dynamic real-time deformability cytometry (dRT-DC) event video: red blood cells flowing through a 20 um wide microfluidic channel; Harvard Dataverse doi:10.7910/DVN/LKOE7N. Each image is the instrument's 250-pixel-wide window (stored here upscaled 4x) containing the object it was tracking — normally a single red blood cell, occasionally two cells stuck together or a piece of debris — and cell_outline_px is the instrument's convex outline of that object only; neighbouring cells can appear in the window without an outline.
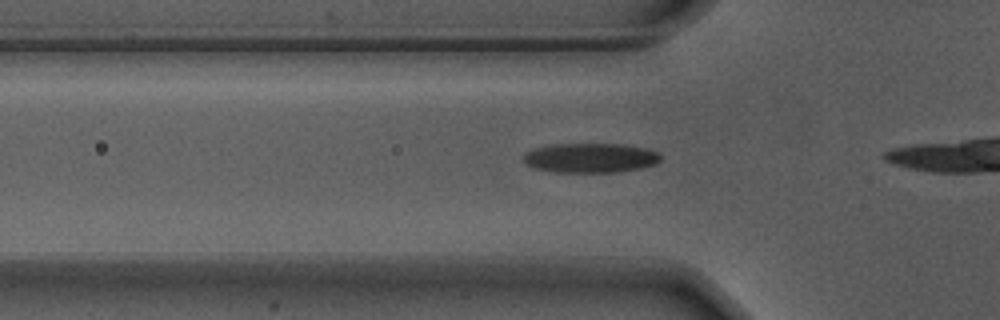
{"species": "Egyptian fruit bat (a non-hibernating species)", "species_latin": "Rousettus aegyptiacus", "temperature_condition": "warm", "stored_images_in_passage": 9, "camera_frame_rate_fps": 3000, "um_per_image_px": 0.085, "animal": {"sex": "male"}, "frame": {"image": 1, "passage_image": 4, "time_ms": 1.0, "image_size_px": [1000, 320], "cell_outline_px": [[660, 160], [656, 164], [640, 168], [616, 172], [556, 172], [532, 168], [524, 164], [524, 152], [532, 148], [552, 144], [624, 144], [648, 148], [660, 152]], "centroid_in_image_um": [50.17, 13.41], "position_along_channel_um": 75.6, "area_um2": 23.99}}
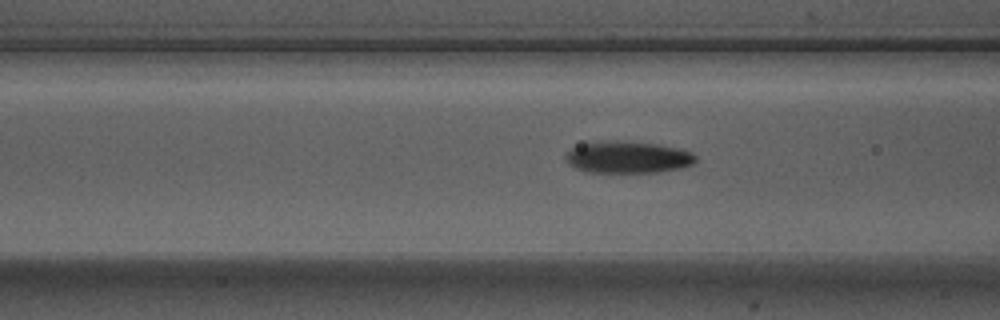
{"frame": {"image": 2, "passage_image": 7, "time_ms": 2.0, "image_size_px": [1000, 320], "cell_outline_px": [[696, 160], [692, 164], [680, 168], [660, 172], [584, 172], [568, 164], [564, 160], [564, 156], [572, 148], [584, 144], [604, 140], [616, 140], [660, 144], [692, 152], [696, 156]], "centroid_in_image_um": [53.34, 13.36], "position_along_channel_um": 113.3, "area_um2": 24.28}}